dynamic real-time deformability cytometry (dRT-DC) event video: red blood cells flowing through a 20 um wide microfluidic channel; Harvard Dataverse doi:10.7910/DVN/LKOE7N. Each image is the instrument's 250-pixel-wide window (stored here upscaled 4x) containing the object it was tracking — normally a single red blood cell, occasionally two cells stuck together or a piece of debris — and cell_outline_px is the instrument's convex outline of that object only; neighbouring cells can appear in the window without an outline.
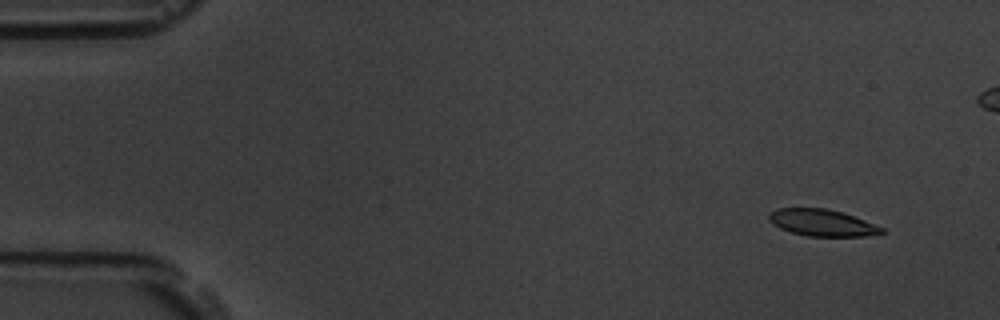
{"species": "common noctule bat (a hibernating species)", "species_latin": "Nyctalus noctula", "temperature_condition": "room temperature", "stored_images_in_passage": 7, "camera_frame_rate_fps": 3000, "um_per_image_px": 0.085, "animal": {"sex": "male", "body_mass_g": 19.5, "forearm_length_mm": 54.6}, "frame": {"image": 1, "passage_image": 1, "time_ms": 0.0, "image_size_px": [1000, 320], "cell_outline_px": [[884, 232], [880, 236], [808, 236], [792, 232], [780, 228], [768, 220], [768, 212], [776, 208], [828, 208], [864, 220], [884, 228]], "centroid_in_image_um": [69.88, 18.93], "position_along_channel_um": 15.1, "area_um2": 17.63}}
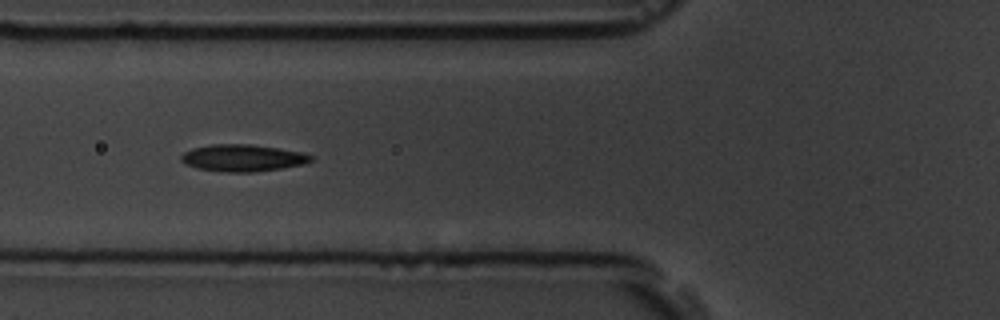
{"frame": {"image": 2, "passage_image": 6, "time_ms": 5.667, "image_size_px": [1000, 320], "cell_outline_px": [[316, 160], [304, 164], [280, 168], [252, 172], [228, 172], [196, 168], [184, 164], [180, 160], [180, 156], [184, 152], [192, 148], [212, 144], [252, 144], [280, 148], [304, 152], [316, 156]], "centroid_in_image_um": [20.68, 13.41], "position_along_channel_um": 105.1, "area_um2": 20.69}}
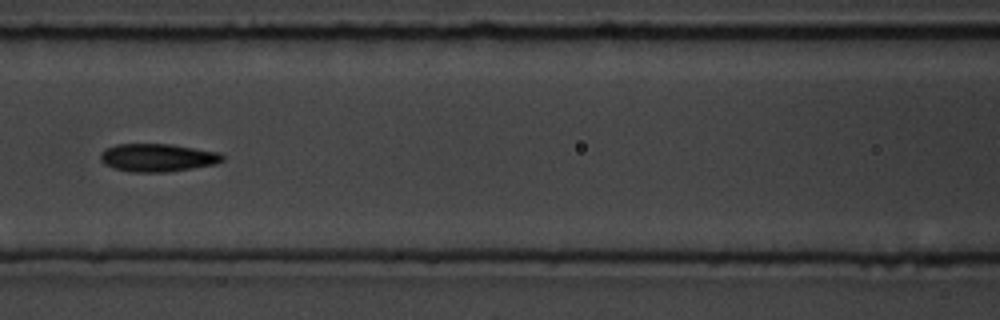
{"frame": {"image": 3, "passage_image": 7, "time_ms": 7.0, "image_size_px": [1000, 320], "cell_outline_px": [[224, 160], [216, 164], [192, 168], [164, 172], [132, 172], [112, 168], [104, 164], [100, 160], [100, 152], [104, 148], [116, 144], [172, 144], [220, 152], [224, 156]], "centroid_in_image_um": [13.37, 13.39], "position_along_channel_um": 153.2, "area_um2": 20.11}}